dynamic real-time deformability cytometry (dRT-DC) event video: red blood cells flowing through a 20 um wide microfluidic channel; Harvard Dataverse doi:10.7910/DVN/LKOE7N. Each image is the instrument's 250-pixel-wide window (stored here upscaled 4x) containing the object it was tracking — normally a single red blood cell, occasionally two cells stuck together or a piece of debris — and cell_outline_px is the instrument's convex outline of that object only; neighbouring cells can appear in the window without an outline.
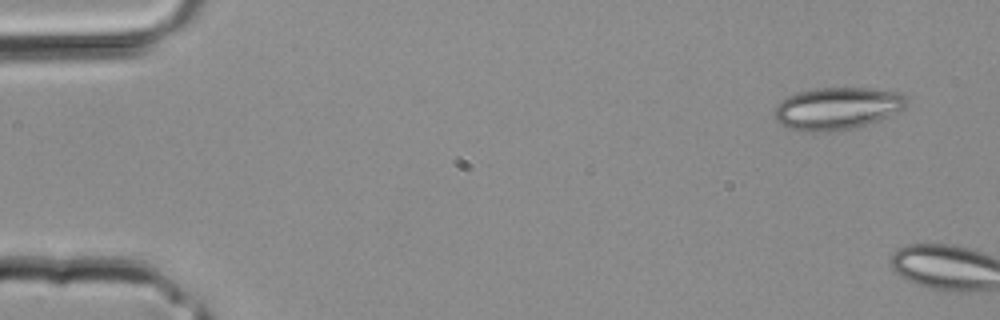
{"species": "common noctule bat (a hibernating species)", "species_latin": "Nyctalus noctula", "temperature_condition": "room temperature", "stored_images_in_passage": 5, "camera_frame_rate_fps": 3000, "um_per_image_px": 0.085, "animal": {"sex": "male", "body_mass_g": 20.4}, "frame": {"image": 1, "passage_image": 1, "time_ms": 0.0, "image_size_px": [1000, 320], "cell_outline_px": [[908, 104], [904, 108], [876, 120], [864, 124], [848, 128], [824, 132], [804, 132], [788, 128], [780, 124], [776, 120], [776, 104], [788, 96], [796, 92], [820, 88], [868, 88], [900, 92], [908, 100]], "centroid_in_image_um": [71.12, 9.2], "position_along_channel_um": 13.9, "area_um2": 32.14}}